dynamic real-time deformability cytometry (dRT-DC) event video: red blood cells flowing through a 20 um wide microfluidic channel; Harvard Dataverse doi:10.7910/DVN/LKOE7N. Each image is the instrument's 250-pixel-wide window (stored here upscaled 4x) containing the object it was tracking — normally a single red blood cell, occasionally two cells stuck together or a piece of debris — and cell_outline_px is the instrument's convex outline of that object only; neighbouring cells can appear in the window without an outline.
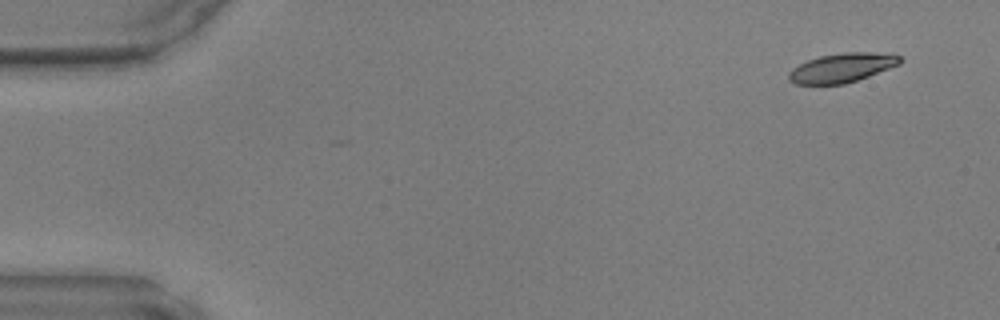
{"species": "common noctule bat (a hibernating species)", "species_latin": "Nyctalus noctula", "temperature_condition": "warm", "stored_images_in_passage": 46, "camera_frame_rate_fps": 3000, "um_per_image_px": 0.085, "animal": {"sex": "male", "body_mass_g": 17.9, "forearm_length_mm": 54.2}, "frame": {"image": 1, "passage_image": 1, "time_ms": 0.0, "image_size_px": [1000, 320], "cell_outline_px": [[904, 60], [900, 64], [868, 76], [844, 84], [796, 84], [788, 80], [788, 72], [792, 68], [808, 60], [820, 56], [844, 52], [892, 52], [900, 56]], "centroid_in_image_um": [71.61, 5.74], "position_along_channel_um": 13.4, "area_um2": 19.07}}
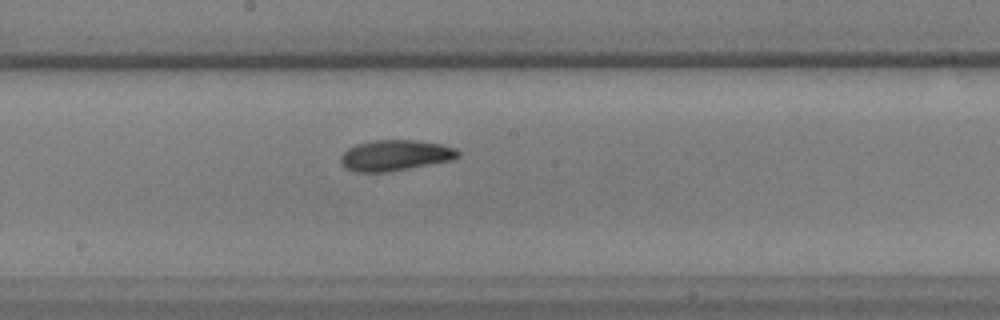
{"frame": {"image": 2, "passage_image": 24, "time_ms": 7.667, "image_size_px": [1000, 320], "cell_outline_px": [[460, 156], [452, 160], [388, 172], [356, 172], [344, 168], [340, 164], [340, 156], [348, 148], [356, 144], [376, 140], [416, 140], [440, 144], [456, 148], [460, 152]], "centroid_in_image_um": [33.57, 13.21], "position_along_channel_um": 214.6, "area_um2": 21.15}}
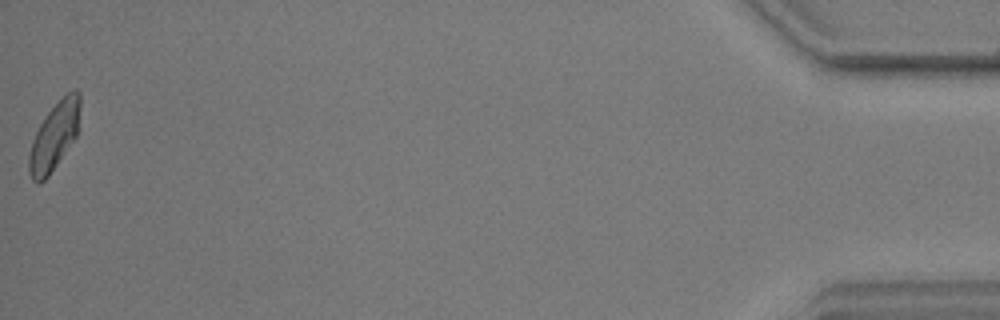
{"frame": {"image": 3, "passage_image": 46, "time_ms": 15.0, "image_size_px": [1000, 320], "cell_outline_px": [[80, 108], [76, 136], [48, 176], [40, 184], [32, 180], [28, 172], [28, 156], [32, 140], [40, 124], [48, 112], [68, 92], [76, 88], [80, 92]], "centroid_in_image_um": [4.6, 11.59], "position_along_channel_um": 430.6, "area_um2": 19.83}}